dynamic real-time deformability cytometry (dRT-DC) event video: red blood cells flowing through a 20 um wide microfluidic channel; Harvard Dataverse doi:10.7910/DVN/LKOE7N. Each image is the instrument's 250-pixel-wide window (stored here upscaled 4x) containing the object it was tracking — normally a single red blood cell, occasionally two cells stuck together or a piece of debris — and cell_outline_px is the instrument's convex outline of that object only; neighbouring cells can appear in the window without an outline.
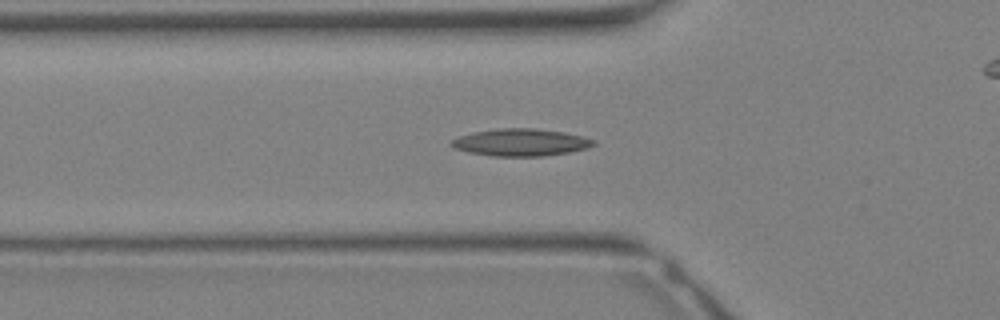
{"species": "Egyptian fruit bat (a non-hibernating species)", "species_latin": "Rousettus aegyptiacus", "temperature_condition": "warm", "stored_images_in_passage": 26, "camera_frame_rate_fps": 3000, "um_per_image_px": 0.085, "animal": {"sex": "female"}, "frame": {"image": 1, "passage_image": 7, "time_ms": 2.0, "image_size_px": [1000, 320], "cell_outline_px": [[596, 144], [588, 148], [568, 152], [544, 156], [492, 156], [468, 152], [452, 148], [448, 144], [452, 140], [460, 136], [472, 132], [500, 128], [532, 128], [564, 132], [596, 140]], "centroid_in_image_um": [44.23, 12.1], "position_along_channel_um": 81.6, "area_um2": 22.6}}
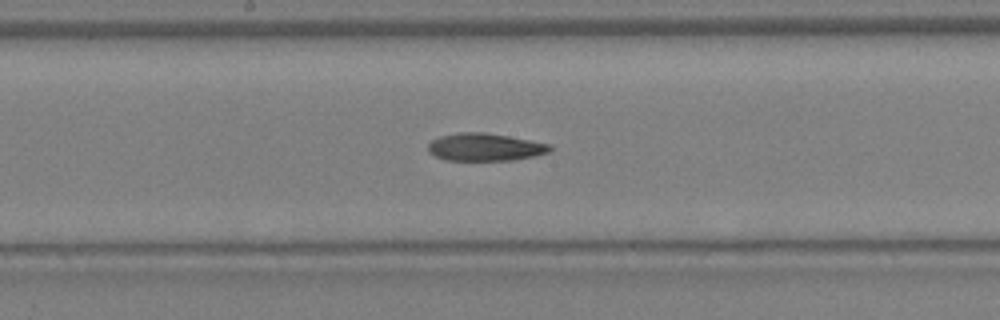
{"frame": {"image": 2, "passage_image": 13, "time_ms": 4.0, "image_size_px": [1000, 320], "cell_outline_px": [[552, 148], [548, 152], [536, 156], [512, 160], [448, 160], [436, 156], [428, 152], [428, 144], [432, 140], [440, 136], [460, 132], [484, 132], [508, 136], [552, 144]], "centroid_in_image_um": [41.24, 12.5], "position_along_channel_um": 207.0, "area_um2": 19.59}}
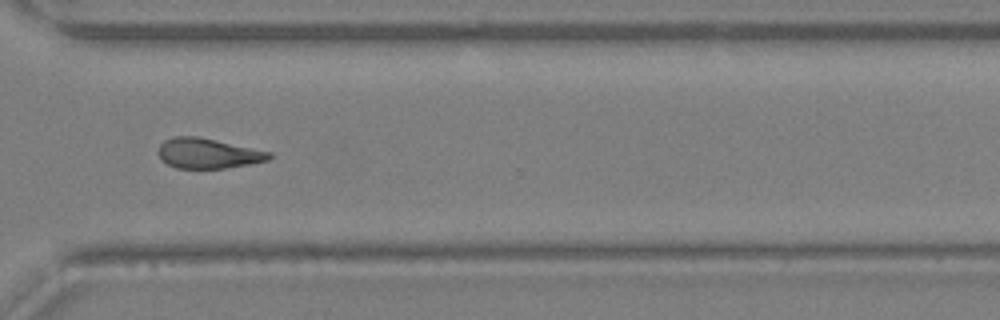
{"frame": {"image": 3, "passage_image": 20, "time_ms": 6.333, "image_size_px": [1000, 320], "cell_outline_px": [[272, 156], [268, 160], [248, 164], [224, 168], [176, 168], [160, 160], [156, 152], [160, 144], [164, 140], [172, 136], [200, 136], [272, 152]], "centroid_in_image_um": [17.63, 13.02], "position_along_channel_um": 353.0, "area_um2": 19.71}}